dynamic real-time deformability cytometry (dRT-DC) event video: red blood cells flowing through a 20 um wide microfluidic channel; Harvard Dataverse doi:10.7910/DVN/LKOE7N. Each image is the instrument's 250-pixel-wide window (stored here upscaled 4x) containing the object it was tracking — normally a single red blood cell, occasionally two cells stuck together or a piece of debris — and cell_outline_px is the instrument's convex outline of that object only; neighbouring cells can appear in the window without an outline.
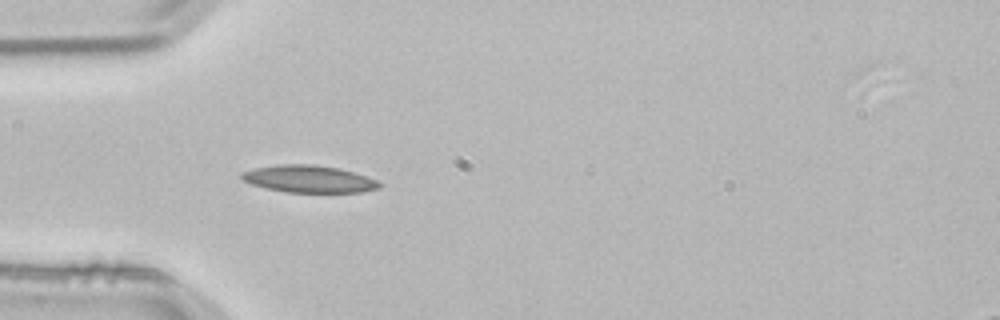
{"species": "common noctule bat (a hibernating species)", "species_latin": "Nyctalus noctula", "temperature_condition": "room temperature", "stored_images_in_passage": 3, "camera_frame_rate_fps": 3000, "um_per_image_px": 0.085, "animal": {"sex": "male", "body_mass_g": 21.5, "forearm_length_mm": 52.0}, "frame": {"image": 1, "passage_image": 3, "time_ms": 0.667, "image_size_px": [1000, 320], "cell_outline_px": [[384, 184], [380, 188], [360, 192], [284, 192], [252, 184], [244, 180], [240, 176], [240, 172], [256, 168], [280, 164], [316, 164], [336, 168], [352, 172], [376, 180]], "centroid_in_image_um": [26.26, 15.21], "position_along_channel_um": 58.7, "area_um2": 21.62}}